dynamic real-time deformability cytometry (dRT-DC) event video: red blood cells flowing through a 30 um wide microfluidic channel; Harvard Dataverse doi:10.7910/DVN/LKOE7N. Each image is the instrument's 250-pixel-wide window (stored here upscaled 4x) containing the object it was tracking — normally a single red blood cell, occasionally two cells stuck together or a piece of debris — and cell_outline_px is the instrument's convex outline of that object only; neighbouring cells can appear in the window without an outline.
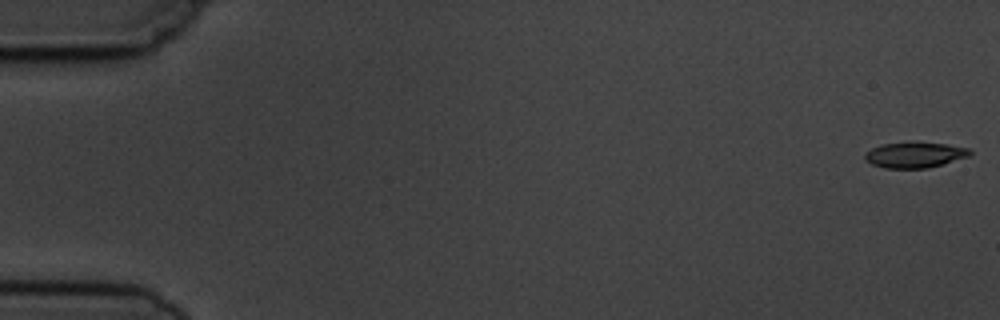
{"species": "common noctule bat (a hibernating species)", "species_latin": "Nyctalus noctula", "temperature_condition": "cold", "stored_images_in_passage": 6, "camera_frame_rate_fps": 3000, "um_per_image_px": 0.085, "animal": {"sex": "male", "body_mass_g": 19.5, "forearm_length_mm": 54.6}, "frame": {"image": 1, "passage_image": 1, "time_ms": 0.0, "image_size_px": [1000, 320], "cell_outline_px": [[972, 152], [968, 156], [944, 164], [928, 168], [884, 168], [872, 164], [864, 160], [864, 156], [872, 148], [880, 144], [948, 144], [968, 148]], "centroid_in_image_um": [77.75, 13.2], "position_along_channel_um": 7.2, "area_um2": 15.14}}
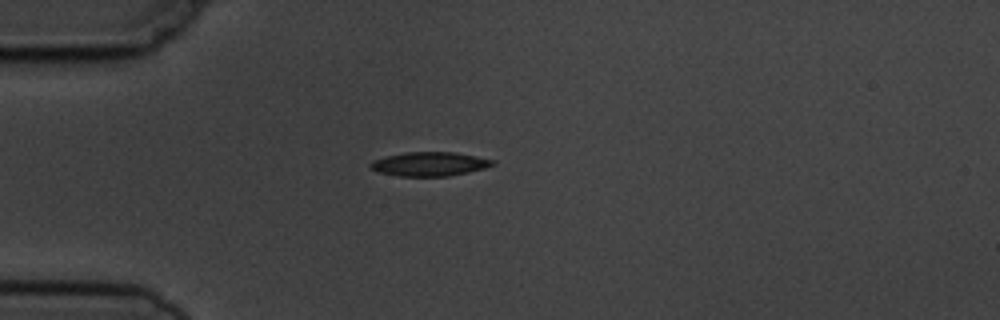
{"frame": {"image": 2, "passage_image": 5, "time_ms": 4.667, "image_size_px": [1000, 320], "cell_outline_px": [[496, 164], [484, 168], [468, 172], [448, 176], [400, 176], [380, 172], [372, 168], [368, 164], [372, 160], [384, 156], [404, 152], [456, 152], [496, 160]], "centroid_in_image_um": [36.52, 13.93], "position_along_channel_um": 48.5, "area_um2": 17.17}}